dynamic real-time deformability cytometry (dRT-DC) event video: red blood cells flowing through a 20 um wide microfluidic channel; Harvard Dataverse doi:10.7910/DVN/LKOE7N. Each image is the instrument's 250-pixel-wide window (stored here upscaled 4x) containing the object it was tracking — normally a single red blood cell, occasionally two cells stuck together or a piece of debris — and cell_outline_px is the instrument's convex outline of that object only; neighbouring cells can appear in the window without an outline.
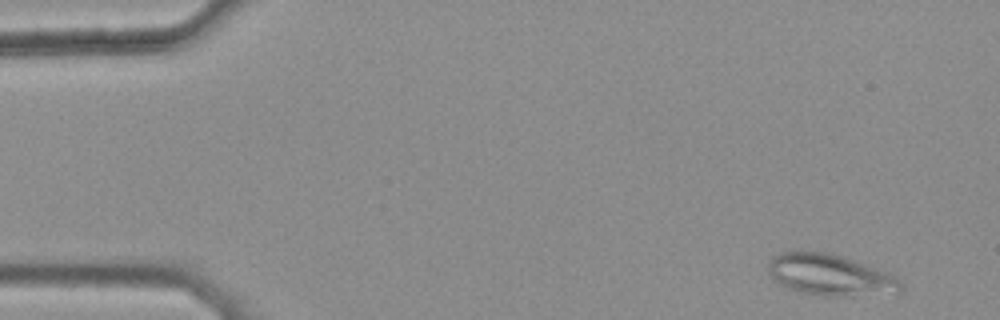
{"species": "common noctule bat (a hibernating species)", "species_latin": "Nyctalus noctula", "temperature_condition": "warm", "stored_images_in_passage": 43, "camera_frame_rate_fps": 3000, "um_per_image_px": 0.085, "animal": {"sex": "female", "body_mass_g": 25.1}, "frame": {"image": 1, "passage_image": 3, "time_ms": 0.667, "image_size_px": [1000, 320], "cell_outline_px": [[904, 288], [900, 292], [848, 296], [824, 296], [800, 292], [788, 288], [780, 284], [768, 272], [768, 260], [772, 256], [780, 252], [832, 252], [864, 264], [884, 272], [892, 276]], "centroid_in_image_um": [70.49, 23.37], "position_along_channel_um": 14.5, "area_um2": 31.44}}
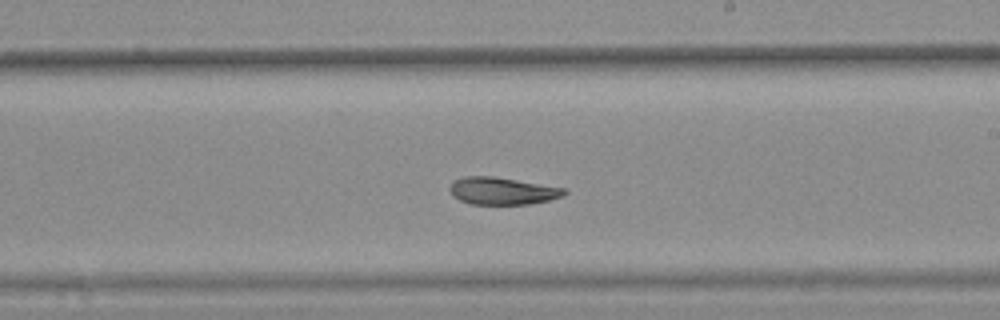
{"frame": {"image": 2, "passage_image": 30, "time_ms": 9.667, "image_size_px": [1000, 320], "cell_outline_px": [[568, 192], [564, 196], [532, 204], [472, 204], [460, 200], [452, 196], [448, 188], [456, 180], [464, 176], [492, 176], [564, 188]], "centroid_in_image_um": [42.69, 16.24], "position_along_channel_um": 246.3, "area_um2": 18.09}}
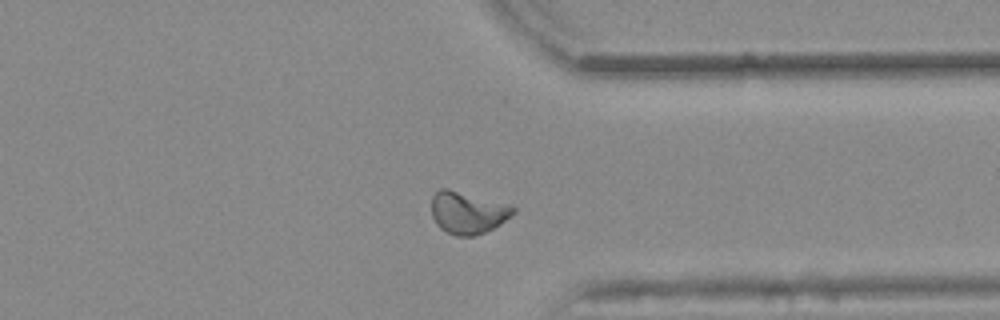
{"frame": {"image": 3, "passage_image": 40, "time_ms": 13.0, "image_size_px": [1000, 320], "cell_outline_px": [[516, 212], [500, 224], [484, 232], [472, 236], [456, 236], [440, 228], [436, 224], [432, 216], [432, 196], [440, 188], [448, 188], [516, 208]], "centroid_in_image_um": [39.7, 18.08], "position_along_channel_um": 371.7, "area_um2": 19.59}, "authors_computed_cell_mechanics": {"area_um2": 19.5942, "velocity_mm_per_s": 3.8152, "shape_relaxation_time_tau1_ms": null, "shape_relaxation_time_tau2_ms": 3.6379, "deformation_change_tau1": null, "deformation_change_tau2": 0.0842}}